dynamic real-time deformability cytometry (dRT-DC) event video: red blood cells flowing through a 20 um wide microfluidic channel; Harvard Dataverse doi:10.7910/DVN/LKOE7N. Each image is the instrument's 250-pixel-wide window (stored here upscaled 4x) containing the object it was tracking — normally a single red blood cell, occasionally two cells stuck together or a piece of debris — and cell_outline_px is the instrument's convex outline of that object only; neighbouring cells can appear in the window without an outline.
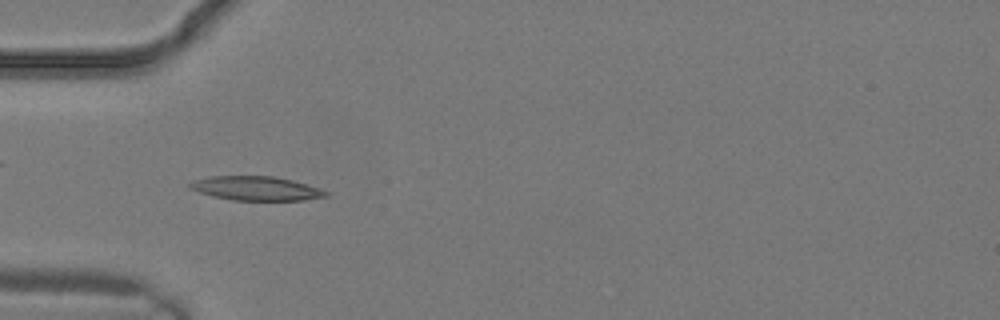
{"species": "common noctule bat (a hibernating species)", "species_latin": "Nyctalus noctula", "temperature_condition": "warm", "stored_images_in_passage": 3, "camera_frame_rate_fps": 3000, "um_per_image_px": 0.085, "animal": {"sex": "male", "body_mass_g": 19.2, "forearm_length_mm": 51.8}, "frame": {"image": 1, "passage_image": 3, "time_ms": 0.667, "image_size_px": [1000, 320], "cell_outline_px": [[328, 196], [304, 200], [232, 200], [212, 196], [188, 188], [188, 184], [192, 180], [208, 176], [272, 176], [292, 180], [328, 192]], "centroid_in_image_um": [21.69, 16.01], "position_along_channel_um": 63.3, "area_um2": 18.96}}